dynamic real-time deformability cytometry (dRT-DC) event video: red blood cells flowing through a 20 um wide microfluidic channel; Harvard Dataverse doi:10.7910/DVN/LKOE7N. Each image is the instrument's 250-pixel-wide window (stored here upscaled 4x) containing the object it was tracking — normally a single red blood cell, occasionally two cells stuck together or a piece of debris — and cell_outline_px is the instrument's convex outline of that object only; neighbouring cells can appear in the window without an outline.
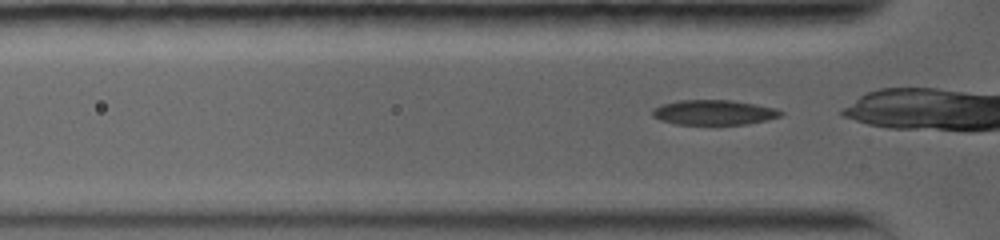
{"species": "common noctule bat (a hibernating species)", "species_latin": "Nyctalus noctula", "temperature_condition": "warm", "stored_images_in_passage": 36, "camera_frame_rate_fps": 5000, "um_per_image_px": 0.085, "animal": {"sex": "female", "body_mass_g": 19.0, "forearm_length_mm": 56.7}, "frame": {"image": 1, "passage_image": 2, "time_ms": 0.2, "image_size_px": [1000, 240], "cell_outline_px": [[784, 112], [780, 116], [748, 124], [676, 124], [660, 120], [652, 116], [652, 108], [660, 104], [680, 100], [732, 100], [756, 104], [776, 108]], "centroid_in_image_um": [60.64, 9.54], "position_along_channel_um": 65.2, "area_um2": 18.67}}
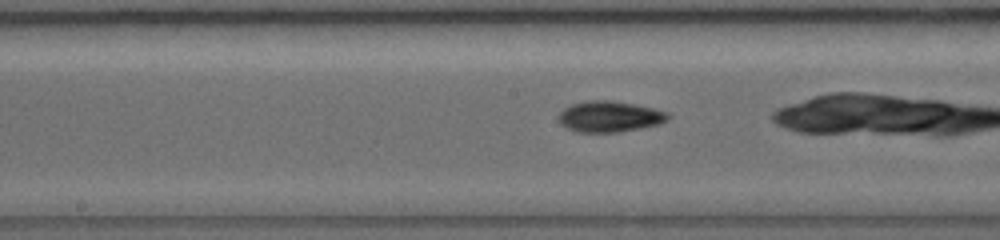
{"frame": {"image": 2, "passage_image": 16, "time_ms": 3.6, "image_size_px": [1000, 240], "cell_outline_px": [[672, 116], [668, 120], [656, 124], [640, 128], [616, 132], [576, 132], [560, 124], [560, 112], [564, 108], [572, 104], [588, 100], [608, 100], [632, 104], [652, 108], [668, 112]], "centroid_in_image_um": [51.81, 9.9], "position_along_channel_um": 196.4, "area_um2": 19.48}}
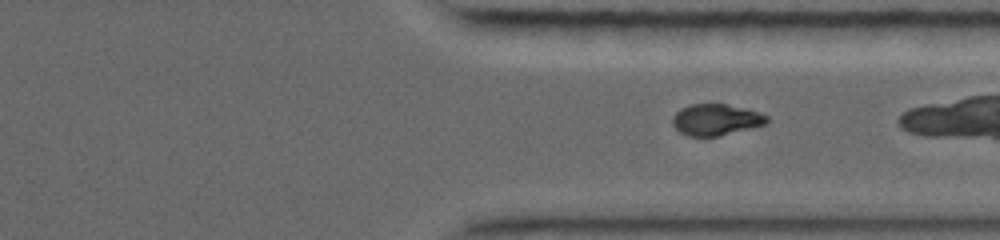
{"frame": {"image": 3, "passage_image": 30, "time_ms": 7.6, "image_size_px": [1000, 240], "cell_outline_px": [[768, 124], [716, 136], [688, 136], [680, 132], [672, 124], [672, 120], [676, 112], [680, 108], [692, 104], [724, 104], [748, 108], [768, 116]], "centroid_in_image_um": [60.87, 10.16], "position_along_channel_um": 350.5, "area_um2": 17.17}}